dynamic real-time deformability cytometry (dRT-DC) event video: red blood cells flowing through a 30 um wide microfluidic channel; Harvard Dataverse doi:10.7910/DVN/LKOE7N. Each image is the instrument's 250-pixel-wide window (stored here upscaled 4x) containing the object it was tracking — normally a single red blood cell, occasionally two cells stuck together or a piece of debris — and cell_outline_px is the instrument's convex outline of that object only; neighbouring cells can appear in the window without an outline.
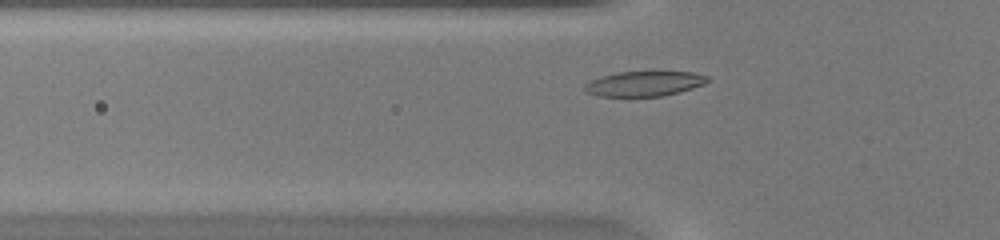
{"species": "common noctule bat (a hibernating species)", "species_latin": "Nyctalus noctula", "temperature_condition": "warm", "stored_images_in_passage": 37, "camera_frame_rate_fps": 3000, "um_per_image_px": 0.085, "animal": {"sex": "female", "body_mass_g": 20.0, "forearm_length_mm": 54.0}, "frame": {"image": 1, "passage_image": 5, "time_ms": 1.333, "image_size_px": [1000, 240], "cell_outline_px": [[712, 80], [704, 84], [680, 92], [664, 96], [596, 96], [584, 92], [584, 84], [592, 80], [616, 72], [692, 72], [708, 76]], "centroid_in_image_um": [54.78, 7.12], "position_along_channel_um": 71.0, "area_um2": 17.92}}
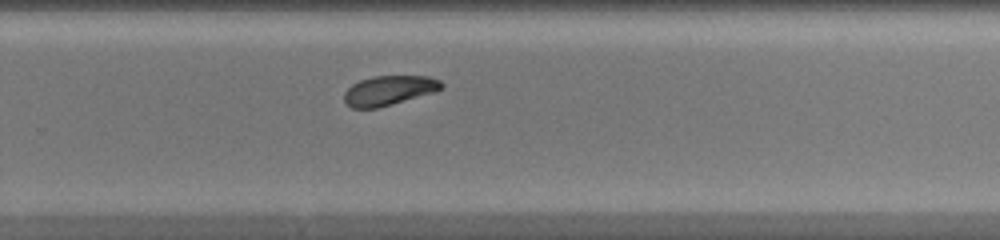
{"frame": {"image": 2, "passage_image": 21, "time_ms": 6.667, "image_size_px": [1000, 240], "cell_outline_px": [[444, 88], [436, 92], [392, 104], [376, 108], [352, 108], [344, 104], [344, 92], [352, 84], [360, 80], [372, 76], [428, 76], [440, 80], [444, 84]], "centroid_in_image_um": [33.07, 7.69], "position_along_channel_um": 296.7, "area_um2": 16.99}}
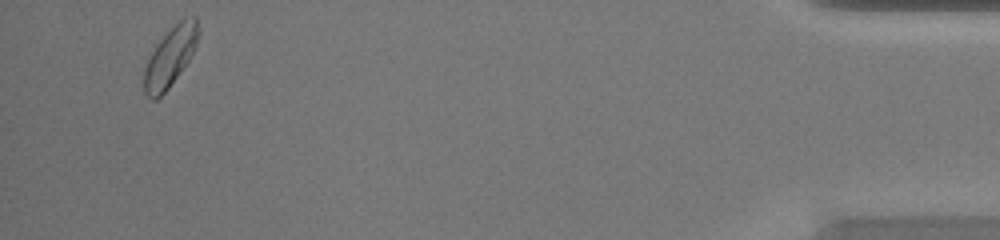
{"frame": {"image": 3, "passage_image": 35, "time_ms": 11.333, "image_size_px": [1000, 240], "cell_outline_px": [[200, 32], [196, 44], [188, 60], [168, 88], [156, 100], [152, 100], [144, 92], [144, 68], [156, 44], [184, 16], [196, 16]], "centroid_in_image_um": [14.48, 4.81], "position_along_channel_um": 420.7, "area_um2": 18.38}, "authors_computed_cell_mechanics": {"area_um2": 17.4556, "velocity_mm_per_s": 4.2386, "shape_relaxation_time_tau1_ms": 3.1594, "shape_relaxation_time_tau2_ms": 3.2065, "deformation_change_tau1": 0.113, "deformation_change_tau2": 0.0791}}